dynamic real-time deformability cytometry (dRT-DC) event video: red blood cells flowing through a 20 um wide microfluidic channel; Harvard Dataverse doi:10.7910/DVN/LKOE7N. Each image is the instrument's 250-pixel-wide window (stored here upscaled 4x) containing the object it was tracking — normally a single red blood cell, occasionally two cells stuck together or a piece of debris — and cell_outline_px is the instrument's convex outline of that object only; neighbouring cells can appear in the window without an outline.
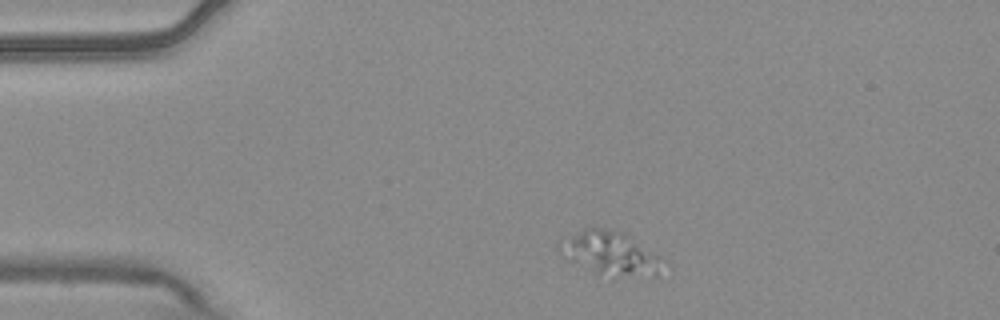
{"species": "common noctule bat (a hibernating species)", "species_latin": "Nyctalus noctula", "temperature_condition": "warm", "stored_images_in_passage": 11, "segment_of_instrument_passage": [1, 2], "camera_frame_rate_fps": 3000, "um_per_image_px": 0.085, "animal": {"sex": "male", "body_mass_g": 20.4}, "frame": {"image": 1, "passage_image": 1, "time_ms": 0.0, "image_size_px": [1000, 320], "cell_outline_px": [[668, 264], [656, 276], [596, 272], [556, 248], [556, 244], [564, 236], [584, 228], [600, 228], [628, 232], [660, 256]], "centroid_in_image_um": [51.98, 21.44], "position_along_channel_um": 33.0, "area_um2": 25.61}}